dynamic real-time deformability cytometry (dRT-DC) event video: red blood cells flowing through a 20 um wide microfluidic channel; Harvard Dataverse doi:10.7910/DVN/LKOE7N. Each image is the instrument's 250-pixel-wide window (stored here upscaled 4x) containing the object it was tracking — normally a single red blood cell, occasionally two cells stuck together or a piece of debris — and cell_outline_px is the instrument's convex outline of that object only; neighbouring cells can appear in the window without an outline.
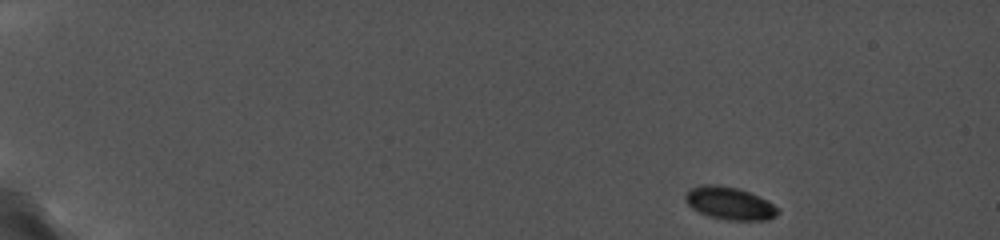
{"species": "common noctule bat (a hibernating species)", "species_latin": "Nyctalus noctula", "temperature_condition": "cold", "stored_images_in_passage": 14, "camera_frame_rate_fps": 5000, "um_per_image_px": 0.085, "animal": {"sex": "female", "body_mass_g": 19.0, "forearm_length_mm": 56.7}, "frame": {"image": 1, "passage_image": 1, "time_ms": 0.0, "image_size_px": [1000, 240], "cell_outline_px": [[780, 212], [776, 216], [768, 220], [728, 220], [708, 216], [692, 208], [684, 200], [684, 196], [688, 188], [700, 184], [716, 184], [740, 188], [768, 200], [780, 208]], "centroid_in_image_um": [62.02, 17.26], "position_along_channel_um": 23.0, "area_um2": 18.03}}
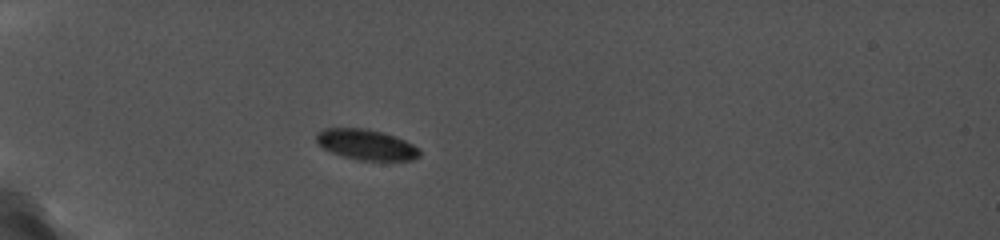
{"frame": {"image": 2, "passage_image": 10, "time_ms": 3.8, "image_size_px": [1000, 240], "cell_outline_px": [[420, 156], [412, 160], [360, 160], [344, 156], [332, 152], [324, 148], [316, 140], [316, 132], [324, 128], [364, 128], [396, 136], [420, 148]], "centroid_in_image_um": [31.14, 12.28], "position_along_channel_um": 53.9, "area_um2": 18.21}}
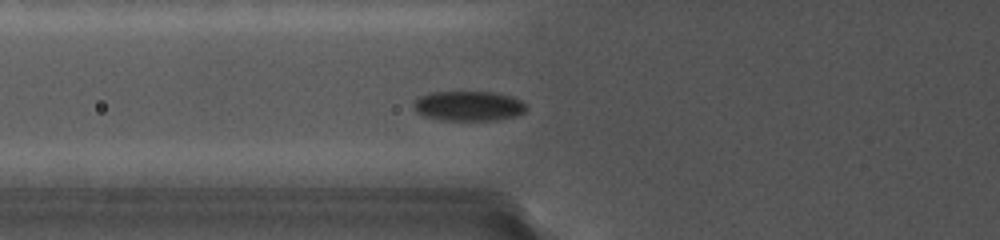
{"frame": {"image": 3, "passage_image": 14, "time_ms": 5.4, "image_size_px": [1000, 240], "cell_outline_px": [[528, 108], [524, 112], [512, 116], [496, 120], [444, 120], [424, 116], [416, 112], [416, 100], [420, 96], [432, 92], [492, 92], [512, 96], [528, 104]], "centroid_in_image_um": [39.88, 9.0], "position_along_channel_um": 85.9, "area_um2": 19.42}}